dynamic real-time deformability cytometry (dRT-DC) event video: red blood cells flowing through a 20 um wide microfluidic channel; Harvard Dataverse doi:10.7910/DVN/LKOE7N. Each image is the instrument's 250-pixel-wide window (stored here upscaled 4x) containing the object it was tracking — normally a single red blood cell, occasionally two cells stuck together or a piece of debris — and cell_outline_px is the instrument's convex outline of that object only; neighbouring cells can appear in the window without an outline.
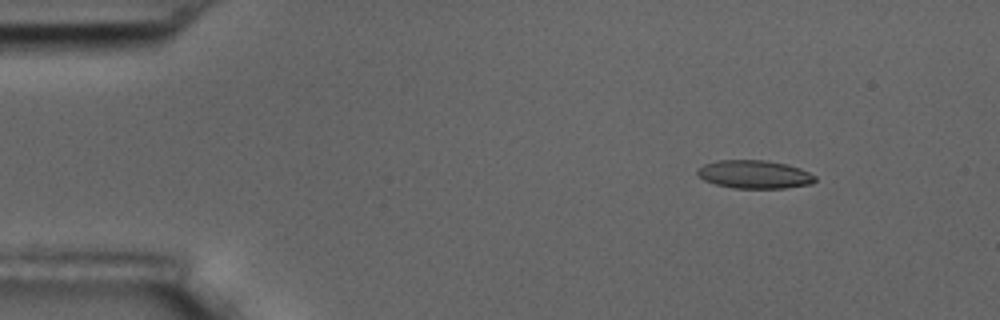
{"species": "common noctule bat (a hibernating species)", "species_latin": "Nyctalus noctula", "temperature_condition": "room temperature", "stored_images_in_passage": 4, "camera_frame_rate_fps": 3000, "um_per_image_px": 0.085, "animal": {"sex": "male", "body_mass_g": 17.5, "forearm_length_mm": 52.3}, "frame": {"image": 1, "passage_image": 2, "time_ms": 1.333, "image_size_px": [1000, 320], "cell_outline_px": [[816, 180], [812, 184], [784, 188], [732, 188], [716, 184], [704, 180], [696, 172], [696, 168], [704, 164], [716, 160], [764, 160], [788, 164], [800, 168], [816, 176]], "centroid_in_image_um": [64.12, 14.82], "position_along_channel_um": 20.9, "area_um2": 19.48}}